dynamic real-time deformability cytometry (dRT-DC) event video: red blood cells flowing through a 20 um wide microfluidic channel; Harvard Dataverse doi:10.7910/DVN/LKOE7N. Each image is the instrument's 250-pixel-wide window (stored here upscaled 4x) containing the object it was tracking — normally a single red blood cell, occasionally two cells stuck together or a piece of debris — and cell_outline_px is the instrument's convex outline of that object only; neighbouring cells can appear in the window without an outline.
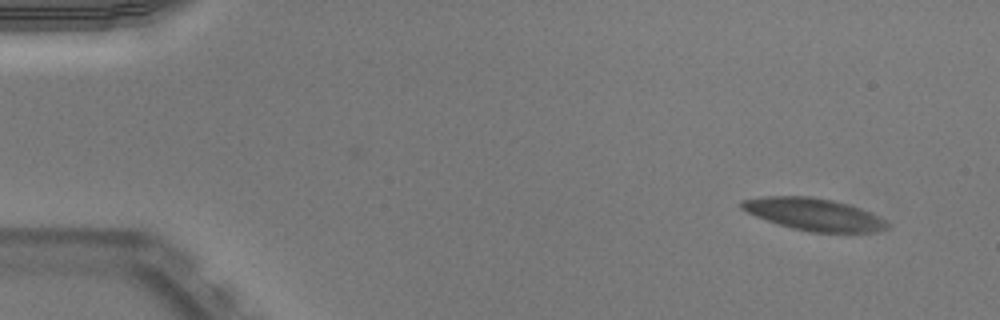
{"species": "Egyptian fruit bat (a non-hibernating species)", "species_latin": "Rousettus aegyptiacus", "temperature_condition": "warm", "stored_images_in_passage": 52, "camera_frame_rate_fps": 3000, "um_per_image_px": 0.085, "animal": {"sex": "male"}, "frame": {"image": 1, "passage_image": 1, "time_ms": 0.0, "image_size_px": [1000, 320], "cell_outline_px": [[888, 228], [872, 232], [812, 232], [792, 228], [756, 216], [740, 208], [740, 200], [768, 196], [812, 196], [832, 200], [848, 204], [860, 208], [884, 220], [888, 224]], "centroid_in_image_um": [69.14, 18.21], "position_along_channel_um": 15.9, "area_um2": 26.93}}
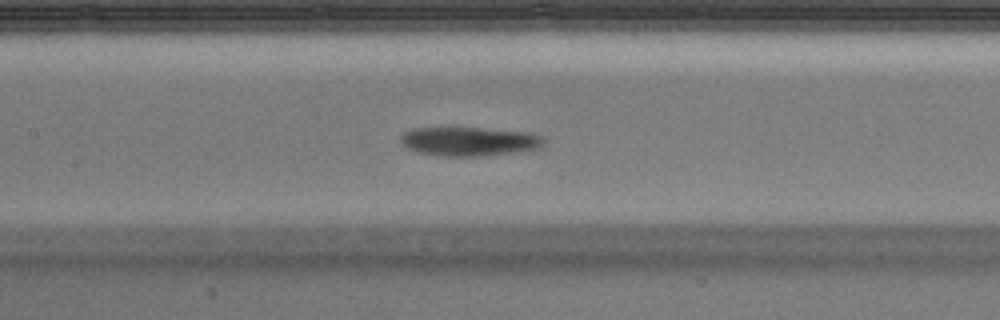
{"frame": {"image": 2, "passage_image": 23, "time_ms": 7.333, "image_size_px": [1000, 320], "cell_outline_px": [[548, 140], [540, 148], [484, 156], [444, 156], [420, 152], [408, 148], [400, 140], [400, 136], [404, 132], [412, 128], [480, 128], [532, 132], [544, 136]], "centroid_in_image_um": [39.96, 12.01], "position_along_channel_um": 167.4, "area_um2": 24.22}}
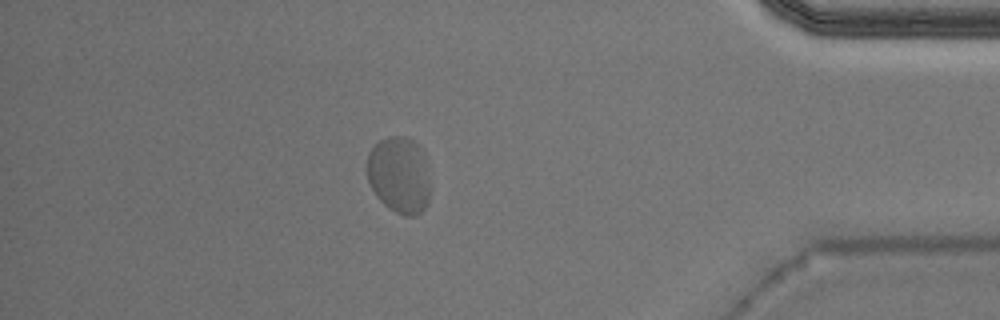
{"frame": {"image": 3, "passage_image": 45, "time_ms": 14.667, "image_size_px": [1000, 320], "cell_outline_px": [[428, 204], [416, 216], [404, 216], [396, 212], [384, 204], [376, 196], [368, 180], [368, 152], [380, 140], [392, 136], [408, 136], [420, 148], [424, 156], [428, 184]], "centroid_in_image_um": [33.92, 14.88], "position_along_channel_um": 401.3, "area_um2": 27.8}, "authors_computed_cell_mechanics": {"area_um2": 25.6054, "velocity_mm_per_s": 3.6884, "shape_relaxation_time_tau1_ms": 6.7606, "shape_relaxation_time_tau2_ms": null, "deformation_change_tau1": 0.181, "deformation_change_tau2": null}}